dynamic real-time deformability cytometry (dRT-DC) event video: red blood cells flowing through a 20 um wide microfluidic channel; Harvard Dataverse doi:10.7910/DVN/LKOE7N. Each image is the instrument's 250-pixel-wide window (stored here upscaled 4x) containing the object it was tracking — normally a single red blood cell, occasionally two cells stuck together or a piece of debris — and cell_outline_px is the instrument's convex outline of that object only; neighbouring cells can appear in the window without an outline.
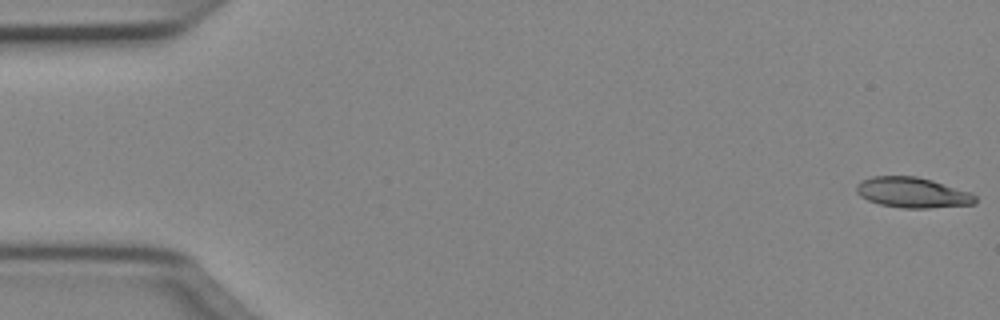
{"species": "Egyptian fruit bat (a non-hibernating species)", "species_latin": "Rousettus aegyptiacus", "temperature_condition": "cold", "stored_images_in_passage": 11, "camera_frame_rate_fps": 3000, "um_per_image_px": 0.085, "animal": {"sex": "female"}, "frame": {"image": 1, "passage_image": 1, "time_ms": 0.0, "image_size_px": [1000, 320], "cell_outline_px": [[976, 204], [928, 208], [900, 208], [880, 204], [868, 200], [860, 196], [856, 192], [856, 184], [860, 180], [872, 176], [916, 176], [932, 180], [972, 192], [976, 196]], "centroid_in_image_um": [77.56, 16.36], "position_along_channel_um": 7.4, "area_um2": 21.27}}